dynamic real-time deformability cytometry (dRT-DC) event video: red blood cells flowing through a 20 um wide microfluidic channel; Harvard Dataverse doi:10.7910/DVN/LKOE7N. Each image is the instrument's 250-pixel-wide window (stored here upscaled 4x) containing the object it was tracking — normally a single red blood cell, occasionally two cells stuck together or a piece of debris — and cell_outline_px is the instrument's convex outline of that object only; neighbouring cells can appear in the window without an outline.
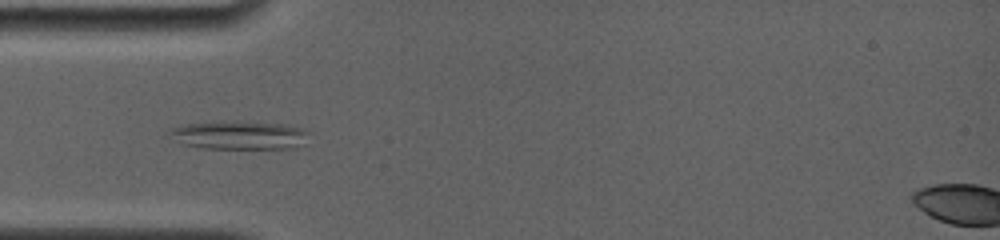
{"species": "common noctule bat (a hibernating species)", "species_latin": "Nyctalus noctula", "temperature_condition": "room temperature", "stored_images_in_passage": 11, "camera_frame_rate_fps": 4000, "um_per_image_px": 0.085, "animal": {"sex": "female", "body_mass_g": 19.0, "forearm_length_mm": 56.7}, "frame": {"image": 1, "passage_image": 1, "time_ms": 0.0, "image_size_px": [1000, 240], "cell_outline_px": [[308, 132], [296, 144], [288, 148], [204, 148], [180, 144], [172, 132], [172, 128], [180, 124], [212, 120], [236, 120], [284, 124], [300, 128]], "centroid_in_image_um": [20.2, 11.44], "position_along_channel_um": 64.8, "area_um2": 22.83}}
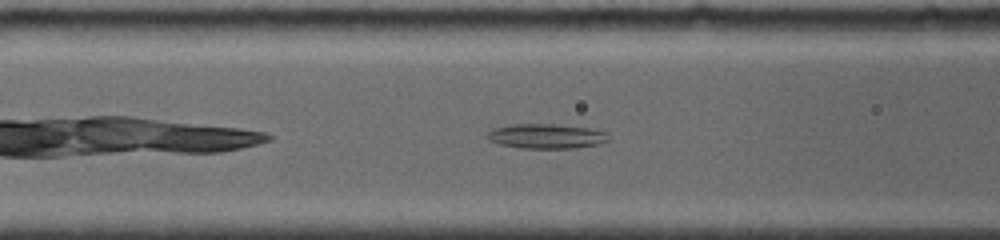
{"frame": {"image": 2, "passage_image": 8, "time_ms": 1.5, "image_size_px": [1000, 240], "cell_outline_px": [[612, 140], [600, 144], [576, 148], [520, 148], [500, 144], [488, 140], [484, 136], [488, 132], [496, 128], [512, 124], [556, 124], [592, 128], [608, 132]], "centroid_in_image_um": [46.51, 11.58], "position_along_channel_um": 120.1, "area_um2": 17.8}}
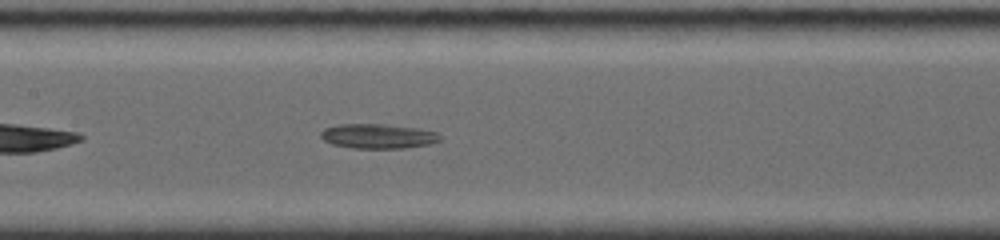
{"frame": {"image": 3, "passage_image": 11, "time_ms": 3.0, "image_size_px": [1000, 240], "cell_outline_px": [[440, 140], [428, 144], [404, 148], [352, 148], [332, 144], [324, 140], [320, 136], [320, 132], [324, 128], [336, 124], [388, 124], [420, 128], [436, 132], [440, 136]], "centroid_in_image_um": [32.1, 11.56], "position_along_channel_um": 175.3, "area_um2": 17.22}}